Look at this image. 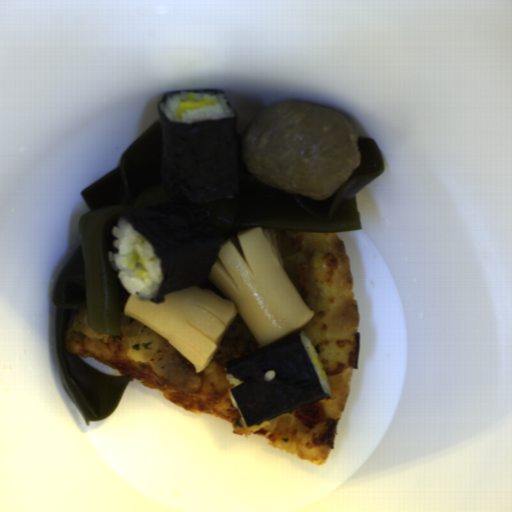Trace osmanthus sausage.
<instances>
[{"label": "osmanthus sausage", "mask_w": 512, "mask_h": 512, "mask_svg": "<svg viewBox=\"0 0 512 512\" xmlns=\"http://www.w3.org/2000/svg\"><path fill=\"white\" fill-rule=\"evenodd\" d=\"M208 279L222 297L196 284L164 295V303L131 293L128 315L167 339L196 373L210 364L232 320L240 313L259 348L302 327L314 316L285 271L276 231H237L222 243Z\"/></svg>", "instance_id": "1"}]
</instances>
